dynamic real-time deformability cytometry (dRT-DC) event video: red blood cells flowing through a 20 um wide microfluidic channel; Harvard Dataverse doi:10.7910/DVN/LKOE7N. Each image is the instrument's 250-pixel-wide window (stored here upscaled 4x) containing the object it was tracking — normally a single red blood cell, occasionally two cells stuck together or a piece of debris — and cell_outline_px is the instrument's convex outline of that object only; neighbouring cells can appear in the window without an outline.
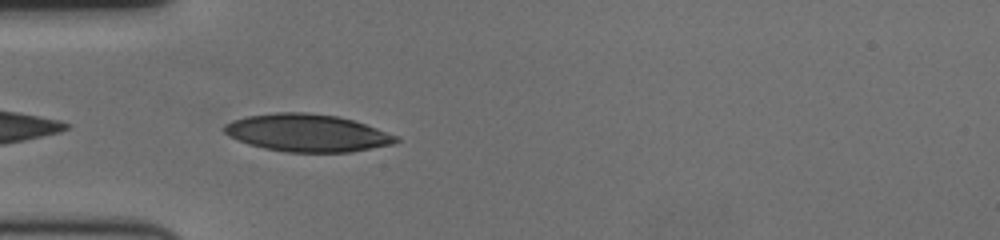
{"species": "human", "species_latin": "Homo sapiens", "temperature_condition": "cold", "stored_images_in_passage": 9, "camera_frame_rate_fps": 3000, "um_per_image_px": 0.085, "donor": {"sex": "female"}, "frame": {"image": 1, "passage_image": 2, "time_ms": 0.333, "image_size_px": [1000, 240], "cell_outline_px": [[400, 140], [392, 144], [352, 152], [288, 152], [264, 148], [248, 144], [224, 132], [224, 124], [232, 120], [248, 116], [276, 112], [304, 112], [336, 116], [352, 120], [400, 136]], "centroid_in_image_um": [26.14, 11.3], "position_along_channel_um": 58.9, "area_um2": 37.28}}
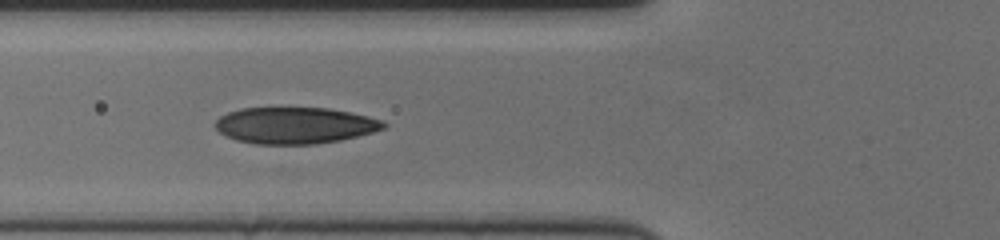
{"frame": {"image": 2, "passage_image": 6, "time_ms": 1.667, "image_size_px": [1000, 240], "cell_outline_px": [[388, 124], [384, 128], [372, 132], [340, 140], [316, 144], [256, 144], [236, 140], [220, 132], [212, 124], [220, 116], [228, 112], [240, 108], [328, 108], [368, 116], [380, 120]], "centroid_in_image_um": [25.03, 10.66], "position_along_channel_um": 100.8, "area_um2": 35.66}}